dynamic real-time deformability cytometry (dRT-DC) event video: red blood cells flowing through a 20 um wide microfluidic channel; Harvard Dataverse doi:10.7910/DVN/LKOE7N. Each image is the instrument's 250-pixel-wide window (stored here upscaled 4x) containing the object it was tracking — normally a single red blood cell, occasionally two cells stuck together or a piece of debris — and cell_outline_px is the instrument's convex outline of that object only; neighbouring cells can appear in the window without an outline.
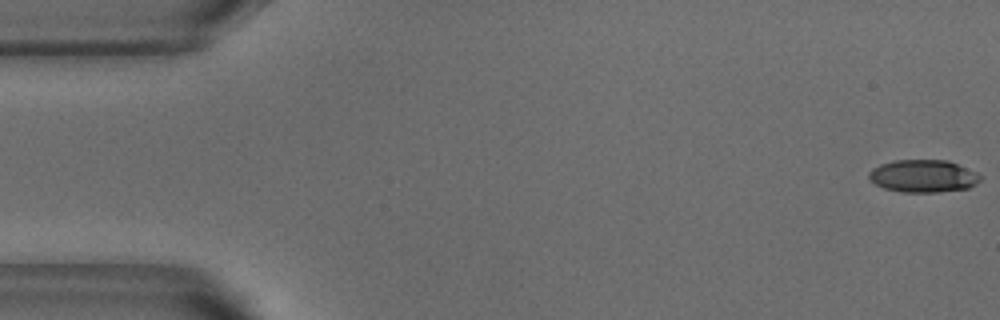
{"species": "common noctule bat (a hibernating species)", "species_latin": "Nyctalus noctula", "temperature_condition": "warm", "stored_images_in_passage": 14, "camera_frame_rate_fps": 3000, "um_per_image_px": 0.085, "animal": {"sex": "male", "body_mass_g": 18.8}, "frame": {"image": 1, "passage_image": 1, "time_ms": 0.0, "image_size_px": [1000, 320], "cell_outline_px": [[980, 180], [976, 184], [968, 188], [936, 192], [904, 192], [884, 188], [876, 184], [868, 176], [868, 172], [872, 168], [880, 164], [892, 160], [948, 160], [976, 172], [980, 176]], "centroid_in_image_um": [78.46, 14.95], "position_along_channel_um": 6.5, "area_um2": 21.04}}
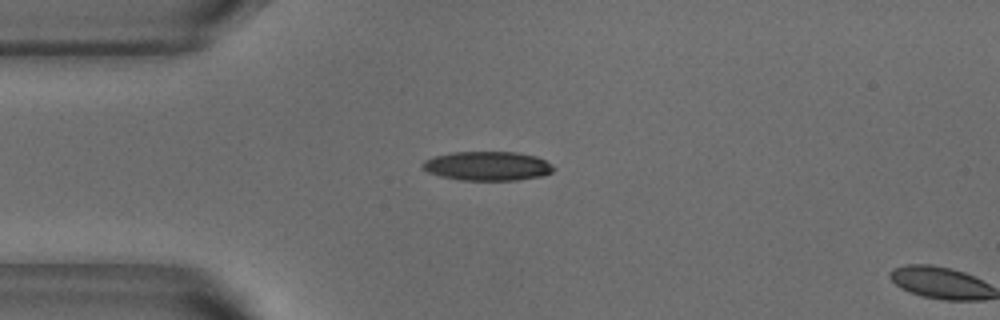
{"frame": {"image": 2, "passage_image": 13, "time_ms": 4.0, "image_size_px": [1000, 320], "cell_outline_px": [[556, 168], [552, 172], [544, 176], [516, 180], [460, 180], [440, 176], [428, 172], [420, 164], [424, 160], [432, 156], [452, 152], [516, 152], [536, 156], [552, 164]], "centroid_in_image_um": [41.44, 14.11], "position_along_channel_um": 43.6, "area_um2": 22.43}}